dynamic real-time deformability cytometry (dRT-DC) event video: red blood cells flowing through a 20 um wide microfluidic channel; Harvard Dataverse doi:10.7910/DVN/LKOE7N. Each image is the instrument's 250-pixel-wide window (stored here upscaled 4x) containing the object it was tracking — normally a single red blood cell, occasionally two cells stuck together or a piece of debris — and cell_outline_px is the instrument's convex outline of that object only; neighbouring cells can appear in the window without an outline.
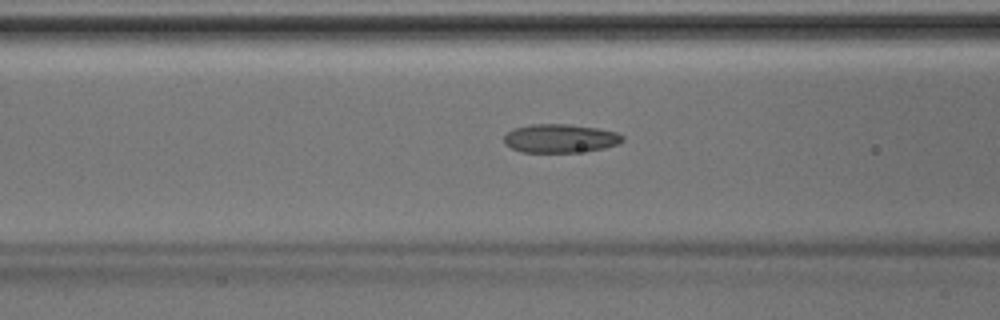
{"species": "Egyptian fruit bat (a non-hibernating species)", "species_latin": "Rousettus aegyptiacus", "temperature_condition": "room temperature", "stored_images_in_passage": 12, "camera_frame_rate_fps": 3000, "um_per_image_px": 0.085, "animal": {"sex": "male"}, "frame": {"image": 1, "passage_image": 10, "time_ms": 3.0, "image_size_px": [1000, 320], "cell_outline_px": [[624, 140], [616, 144], [604, 148], [576, 152], [520, 152], [504, 144], [504, 136], [512, 128], [532, 124], [568, 124], [596, 128], [616, 132], [624, 136]], "centroid_in_image_um": [47.58, 11.76], "position_along_channel_um": 119.0, "area_um2": 19.71}}